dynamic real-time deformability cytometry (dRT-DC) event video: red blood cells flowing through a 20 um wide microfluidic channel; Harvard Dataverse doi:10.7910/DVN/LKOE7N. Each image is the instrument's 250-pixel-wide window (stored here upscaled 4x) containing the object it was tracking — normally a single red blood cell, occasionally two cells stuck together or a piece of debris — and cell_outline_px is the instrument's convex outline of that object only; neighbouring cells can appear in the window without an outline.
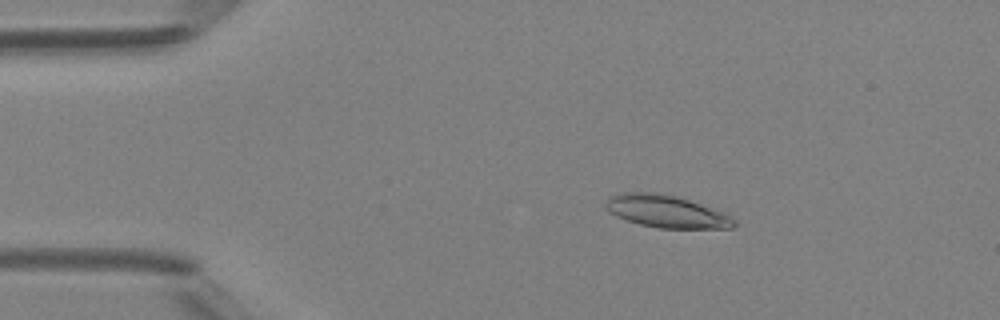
{"species": "Egyptian fruit bat (a non-hibernating species)", "species_latin": "Rousettus aegyptiacus", "temperature_condition": "room temperature", "stored_images_in_passage": 47, "camera_frame_rate_fps": 3000, "um_per_image_px": 0.085, "animal": {"sex": "female"}, "frame": {"image": 1, "passage_image": 8, "time_ms": 2.333, "image_size_px": [1000, 320], "cell_outline_px": [[736, 224], [732, 228], [660, 228], [640, 224], [616, 216], [608, 212], [604, 208], [604, 204], [608, 196], [620, 192], [656, 192], [676, 196], [724, 212], [732, 216], [736, 220]], "centroid_in_image_um": [56.6, 17.96], "position_along_channel_um": 28.4, "area_um2": 24.39}}
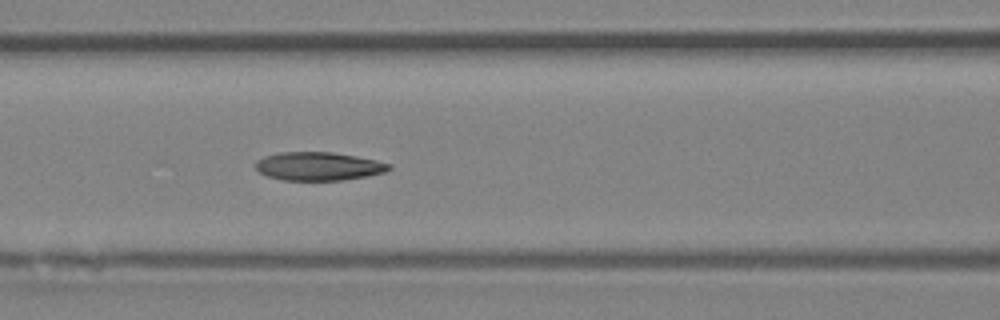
{"frame": {"image": 2, "passage_image": 20, "time_ms": 6.333, "image_size_px": [1000, 320], "cell_outline_px": [[392, 168], [384, 172], [368, 176], [340, 180], [284, 180], [268, 176], [260, 172], [256, 168], [256, 160], [264, 156], [280, 152], [332, 152], [356, 156], [376, 160], [392, 164]], "centroid_in_image_um": [27.09, 14.12], "position_along_channel_um": 139.5, "area_um2": 22.02}}
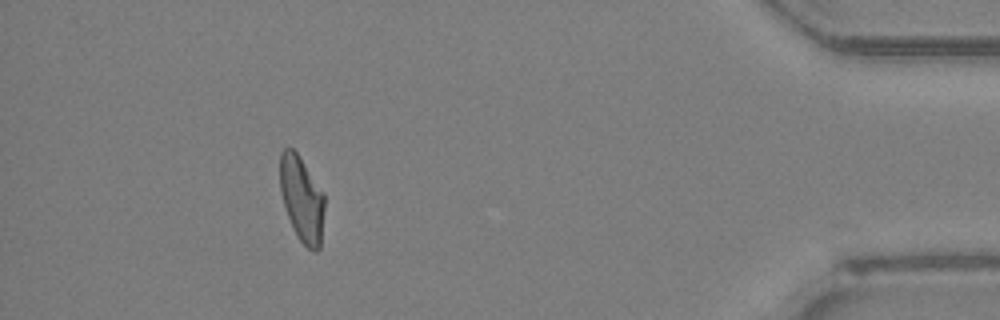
{"frame": {"image": 3, "passage_image": 43, "time_ms": 14.0, "image_size_px": [1000, 320], "cell_outline_px": [[324, 208], [320, 248], [316, 252], [312, 252], [300, 240], [288, 216], [280, 192], [280, 152], [284, 148], [292, 148], [296, 152], [324, 192]], "centroid_in_image_um": [25.66, 16.9], "position_along_channel_um": 409.5, "area_um2": 21.96}, "authors_computed_cell_mechanics": {"area_um2": 22.7732, "velocity_mm_per_s": 4.2787, "shape_relaxation_time_tau1_ms": 6.1728, "shape_relaxation_time_tau2_ms": 3.0459, "deformation_change_tau1": 0.1727, "deformation_change_tau2": 0.0828}}